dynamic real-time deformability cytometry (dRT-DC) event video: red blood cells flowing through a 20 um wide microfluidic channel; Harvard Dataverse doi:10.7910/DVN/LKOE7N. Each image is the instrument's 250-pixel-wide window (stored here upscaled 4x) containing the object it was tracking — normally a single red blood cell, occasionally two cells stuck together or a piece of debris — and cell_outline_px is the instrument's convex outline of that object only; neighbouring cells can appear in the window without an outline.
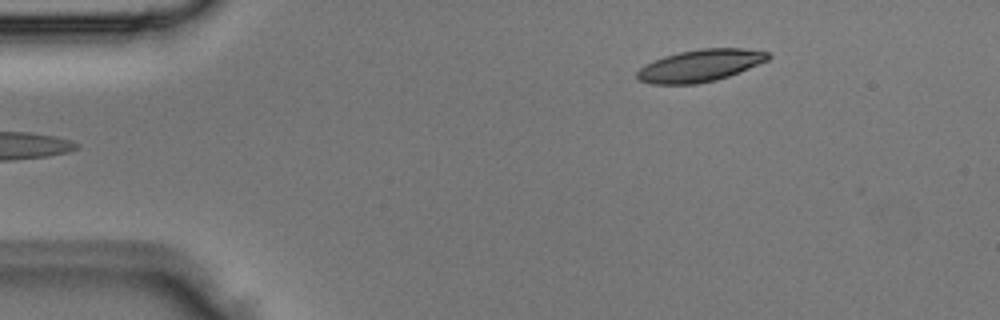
{"species": "Egyptian fruit bat (a non-hibernating species)", "species_latin": "Rousettus aegyptiacus", "temperature_condition": "room temperature", "stored_images_in_passage": 4, "camera_frame_rate_fps": 3000, "um_per_image_px": 0.085, "animal": {"sex": "male"}, "frame": {"image": 1, "passage_image": 4, "time_ms": 1.0, "image_size_px": [1000, 320], "cell_outline_px": [[772, 56], [768, 60], [740, 72], [716, 80], [696, 84], [652, 84], [640, 80], [636, 76], [636, 72], [644, 64], [652, 60], [664, 56], [680, 52], [700, 48], [744, 48], [768, 52]], "centroid_in_image_um": [59.51, 5.57], "position_along_channel_um": 25.5, "area_um2": 24.62}}